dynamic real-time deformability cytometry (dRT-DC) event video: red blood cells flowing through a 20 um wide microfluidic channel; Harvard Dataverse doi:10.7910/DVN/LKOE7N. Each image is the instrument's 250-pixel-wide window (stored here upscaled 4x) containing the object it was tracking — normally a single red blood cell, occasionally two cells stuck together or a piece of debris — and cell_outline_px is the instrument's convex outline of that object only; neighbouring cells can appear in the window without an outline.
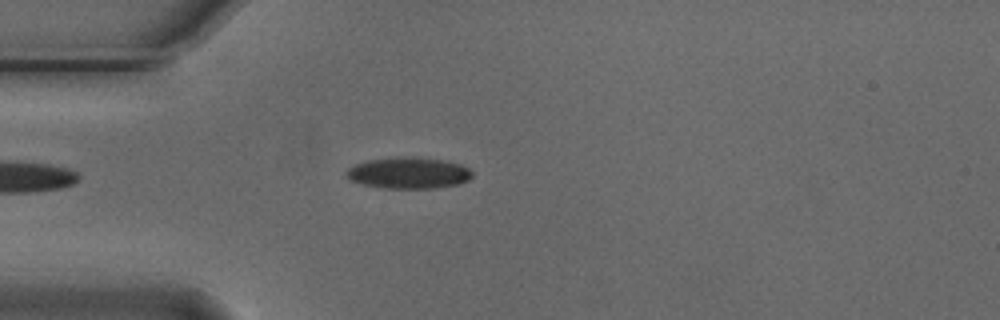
{"species": "Egyptian fruit bat (a non-hibernating species)", "species_latin": "Rousettus aegyptiacus", "temperature_condition": "cold", "stored_images_in_passage": 3, "camera_frame_rate_fps": 3000, "um_per_image_px": 0.085, "animal": {"sex": "male"}, "frame": {"image": 1, "passage_image": 2, "time_ms": 0.333, "image_size_px": [1000, 320], "cell_outline_px": [[472, 176], [468, 180], [456, 184], [436, 188], [384, 188], [364, 184], [352, 180], [344, 172], [348, 168], [356, 164], [368, 160], [396, 156], [412, 156], [448, 160], [460, 164], [468, 168], [472, 172]], "centroid_in_image_um": [34.75, 14.68], "position_along_channel_um": 50.3, "area_um2": 23.06}}